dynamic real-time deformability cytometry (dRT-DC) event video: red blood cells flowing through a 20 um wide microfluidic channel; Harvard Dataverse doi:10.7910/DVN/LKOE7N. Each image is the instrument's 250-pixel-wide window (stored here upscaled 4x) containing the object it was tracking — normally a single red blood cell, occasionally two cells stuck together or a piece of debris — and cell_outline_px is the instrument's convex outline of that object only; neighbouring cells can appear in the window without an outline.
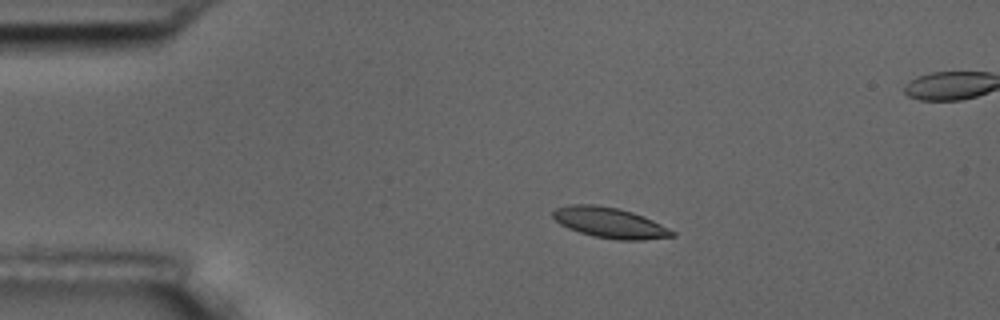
{"species": "common noctule bat (a hibernating species)", "species_latin": "Nyctalus noctula", "temperature_condition": "room temperature", "stored_images_in_passage": 5, "camera_frame_rate_fps": 3000, "um_per_image_px": 0.085, "animal": {"sex": "male", "body_mass_g": 17.5, "forearm_length_mm": 52.3}, "frame": {"image": 1, "passage_image": 3, "time_ms": 2.333, "image_size_px": [1000, 320], "cell_outline_px": [[676, 236], [644, 240], [616, 240], [596, 236], [580, 232], [568, 228], [560, 224], [552, 216], [552, 212], [556, 208], [568, 204], [596, 204], [616, 208], [632, 212], [644, 216], [676, 232]], "centroid_in_image_um": [51.83, 18.93], "position_along_channel_um": 33.2, "area_um2": 21.15}}